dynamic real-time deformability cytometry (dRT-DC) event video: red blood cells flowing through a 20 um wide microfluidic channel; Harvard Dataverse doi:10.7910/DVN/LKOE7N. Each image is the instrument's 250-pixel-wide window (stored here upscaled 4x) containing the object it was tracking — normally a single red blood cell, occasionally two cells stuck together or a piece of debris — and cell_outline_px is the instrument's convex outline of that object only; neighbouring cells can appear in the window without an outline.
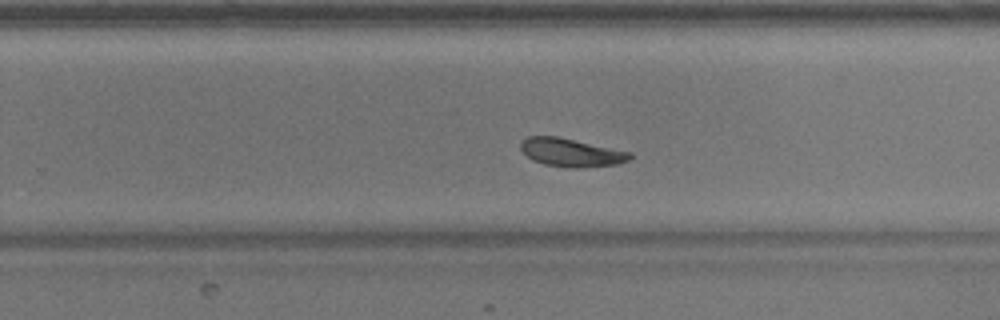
{"species": "common noctule bat (a hibernating species)", "species_latin": "Nyctalus noctula", "temperature_condition": "warm", "stored_images_in_passage": 37, "camera_frame_rate_fps": 3000, "um_per_image_px": 0.085, "animal": {"sex": "male", "body_mass_g": 17.9}, "frame": {"image": 1, "passage_image": 27, "time_ms": 8.667, "image_size_px": [1000, 320], "cell_outline_px": [[632, 156], [628, 160], [616, 164], [580, 168], [572, 168], [544, 164], [532, 160], [520, 148], [520, 144], [528, 136], [556, 136], [632, 152]], "centroid_in_image_um": [48.55, 12.96], "position_along_channel_um": 281.2, "area_um2": 17.8}}